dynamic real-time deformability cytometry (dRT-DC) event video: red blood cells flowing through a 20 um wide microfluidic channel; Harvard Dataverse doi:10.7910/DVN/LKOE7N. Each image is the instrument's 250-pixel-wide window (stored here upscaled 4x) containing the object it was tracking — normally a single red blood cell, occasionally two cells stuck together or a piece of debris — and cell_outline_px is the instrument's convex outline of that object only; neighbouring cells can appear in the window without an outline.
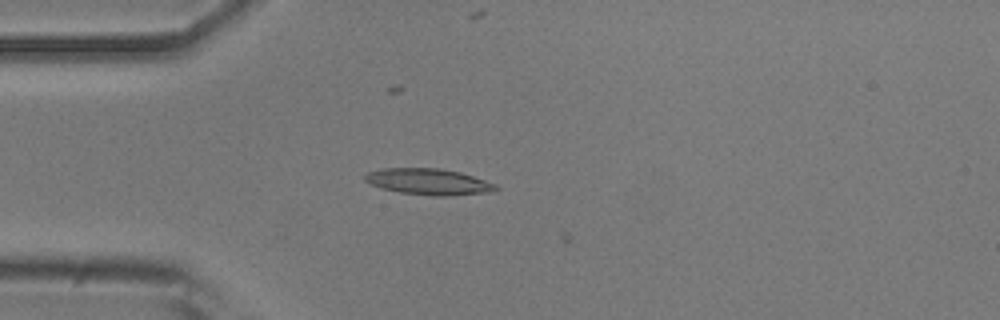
{"species": "common noctule bat (a hibernating species)", "species_latin": "Nyctalus noctula", "temperature_condition": "room temperature", "stored_images_in_passage": 3, "camera_frame_rate_fps": 3000, "um_per_image_px": 0.085, "animal": {"sex": "male", "body_mass_g": 20.5, "forearm_length_mm": 52.5}, "frame": {"image": 1, "passage_image": 2, "time_ms": 0.333, "image_size_px": [1000, 320], "cell_outline_px": [[500, 188], [488, 192], [448, 196], [432, 196], [400, 192], [380, 188], [364, 180], [364, 176], [368, 172], [380, 168], [440, 168], [460, 172], [496, 184]], "centroid_in_image_um": [36.41, 15.44], "position_along_channel_um": 48.6, "area_um2": 19.94}}